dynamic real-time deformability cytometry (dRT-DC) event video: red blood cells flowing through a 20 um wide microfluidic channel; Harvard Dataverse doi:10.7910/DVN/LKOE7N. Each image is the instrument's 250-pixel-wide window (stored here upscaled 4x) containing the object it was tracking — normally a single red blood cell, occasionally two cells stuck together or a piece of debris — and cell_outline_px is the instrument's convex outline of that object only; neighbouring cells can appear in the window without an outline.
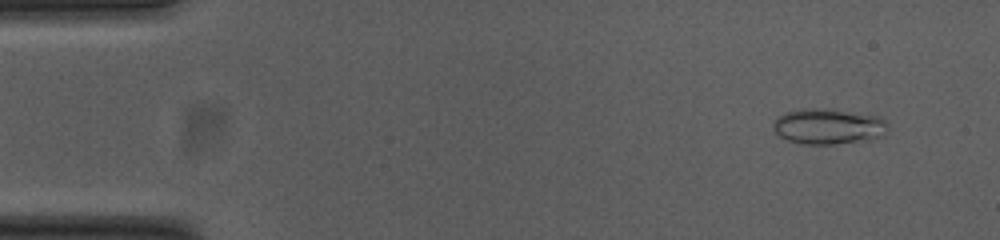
{"species": "common noctule bat (a hibernating species)", "species_latin": "Nyctalus noctula", "temperature_condition": "cold", "stored_images_in_passage": 53, "camera_frame_rate_fps": 3000, "um_per_image_px": 0.085, "animal": {"sex": "female", "body_mass_g": 23.0, "forearm_length_mm": 53.4}, "frame": {"image": 1, "passage_image": 4, "time_ms": 1.0, "image_size_px": [1000, 240], "cell_outline_px": [[888, 128], [884, 136], [868, 140], [832, 144], [804, 144], [788, 140], [780, 136], [772, 128], [772, 124], [784, 112], [804, 108], [832, 108], [880, 116], [888, 124]], "centroid_in_image_um": [70.44, 10.73], "position_along_channel_um": 14.6, "area_um2": 24.1}}
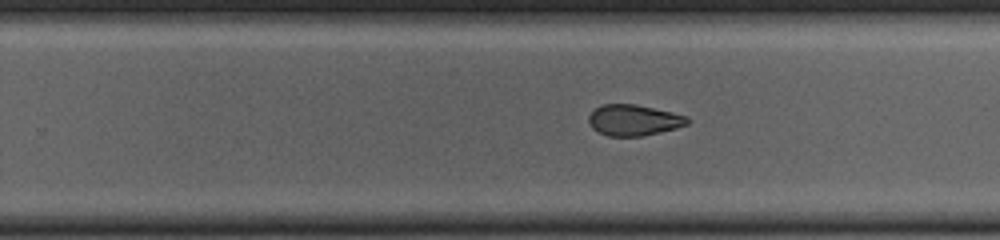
{"frame": {"image": 2, "passage_image": 33, "time_ms": 10.667, "image_size_px": [1000, 240], "cell_outline_px": [[692, 120], [688, 124], [676, 128], [644, 136], [608, 136], [592, 128], [588, 120], [588, 116], [600, 104], [636, 104], [672, 112], [688, 116]], "centroid_in_image_um": [53.9, 10.21], "position_along_channel_um": 275.9, "area_um2": 17.92}}
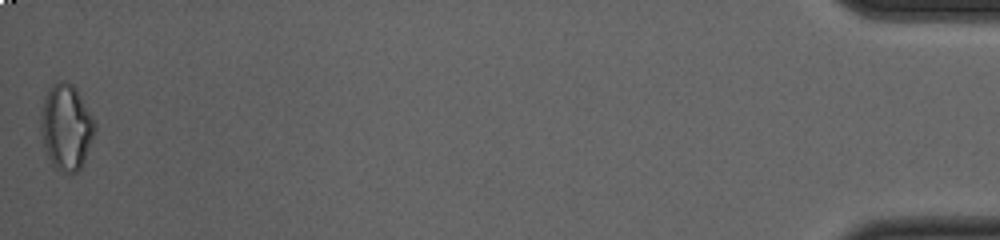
{"frame": {"image": 3, "passage_image": 53, "time_ms": 17.333, "image_size_px": [1000, 240], "cell_outline_px": [[96, 128], [84, 164], [76, 172], [68, 172], [56, 168], [52, 164], [48, 156], [40, 132], [40, 116], [44, 96], [48, 88], [52, 84], [60, 80], [64, 80], [72, 84], [76, 88], [96, 120]], "centroid_in_image_um": [5.64, 10.76], "position_along_channel_um": 429.6, "area_um2": 27.28}, "authors_computed_cell_mechanics": {"area_um2": 19.7676, "velocity_mm_per_s": 3.7826, "shape_relaxation_time_tau1_ms": null, "shape_relaxation_time_tau2_ms": 2.8838, "deformation_change_tau1": null, "deformation_change_tau2": 0.0933}}